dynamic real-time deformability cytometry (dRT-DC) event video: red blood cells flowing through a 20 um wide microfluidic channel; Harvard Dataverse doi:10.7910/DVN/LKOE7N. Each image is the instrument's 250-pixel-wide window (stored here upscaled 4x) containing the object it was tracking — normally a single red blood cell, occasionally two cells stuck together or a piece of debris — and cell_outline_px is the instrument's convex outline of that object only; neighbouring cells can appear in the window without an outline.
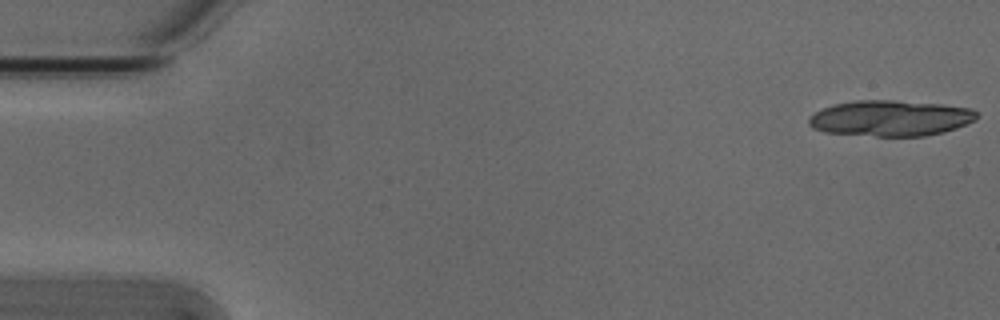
{"species": "Egyptian fruit bat (a non-hibernating species)", "species_latin": "Rousettus aegyptiacus", "temperature_condition": "cold", "stored_images_in_passage": 18, "camera_frame_rate_fps": 3000, "um_per_image_px": 0.085, "animal": {"sex": "male"}, "frame": {"image": 1, "passage_image": 1, "time_ms": 0.0, "image_size_px": [1000, 320], "cell_outline_px": [[980, 116], [976, 120], [956, 128], [944, 132], [924, 136], [876, 136], [824, 132], [812, 128], [808, 124], [808, 120], [816, 112], [832, 104], [856, 100], [892, 100], [944, 104], [972, 108], [980, 112]], "centroid_in_image_um": [75.75, 10.04], "position_along_channel_um": 9.2, "area_um2": 35.37}}